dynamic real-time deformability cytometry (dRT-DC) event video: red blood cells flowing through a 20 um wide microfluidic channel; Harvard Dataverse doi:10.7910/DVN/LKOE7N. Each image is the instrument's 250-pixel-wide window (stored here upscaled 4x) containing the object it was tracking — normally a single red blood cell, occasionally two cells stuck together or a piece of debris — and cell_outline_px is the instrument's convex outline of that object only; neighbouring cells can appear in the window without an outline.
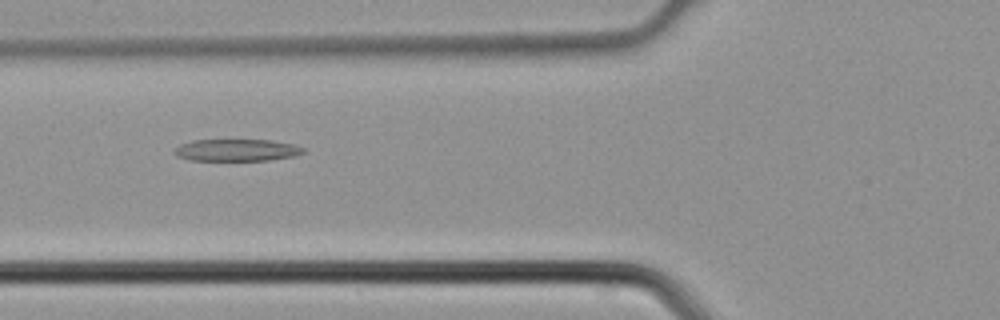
{"species": "common noctule bat (a hibernating species)", "species_latin": "Nyctalus noctula", "temperature_condition": "cold", "stored_images_in_passage": 4, "camera_frame_rate_fps": 3000, "um_per_image_px": 0.085, "animal": {"sex": "male", "body_mass_g": 21.5, "forearm_length_mm": 52.0}, "frame": {"image": 1, "passage_image": 4, "time_ms": 1.0, "image_size_px": [1000, 320], "cell_outline_px": [[304, 152], [296, 156], [268, 160], [192, 160], [176, 156], [172, 152], [180, 144], [192, 140], [272, 140], [292, 144], [304, 148]], "centroid_in_image_um": [20.11, 12.76], "position_along_channel_um": 105.7, "area_um2": 16.47}}